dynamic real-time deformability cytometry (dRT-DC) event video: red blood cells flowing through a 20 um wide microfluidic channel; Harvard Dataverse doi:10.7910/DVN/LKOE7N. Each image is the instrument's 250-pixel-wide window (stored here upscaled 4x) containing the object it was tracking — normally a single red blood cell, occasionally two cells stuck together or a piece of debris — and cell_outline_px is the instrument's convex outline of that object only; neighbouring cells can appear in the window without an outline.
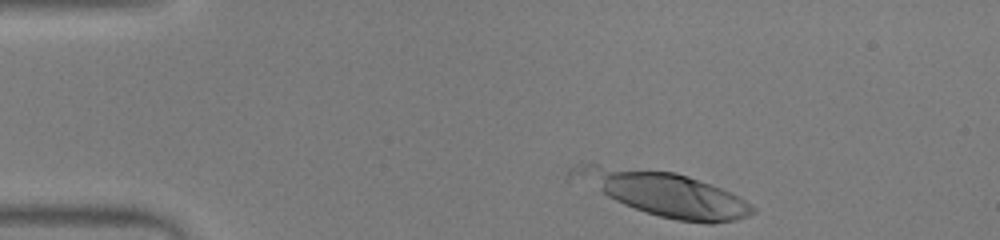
{"species": "human", "species_latin": "Homo sapiens", "temperature_condition": "warm", "stored_images_in_passage": 37, "camera_frame_rate_fps": 3000, "um_per_image_px": 0.085, "donor": {"sex": "male"}, "frame": {"image": 1, "passage_image": 1, "time_ms": 0.0, "image_size_px": [1000, 240], "cell_outline_px": [[756, 212], [748, 216], [736, 220], [712, 224], [708, 224], [676, 220], [660, 216], [624, 204], [564, 180], [564, 172], [568, 168], [576, 164], [596, 164], [676, 172], [688, 176], [732, 192], [756, 208]], "centroid_in_image_um": [56.23, 16.41], "position_along_channel_um": 28.8, "area_um2": 47.05}}
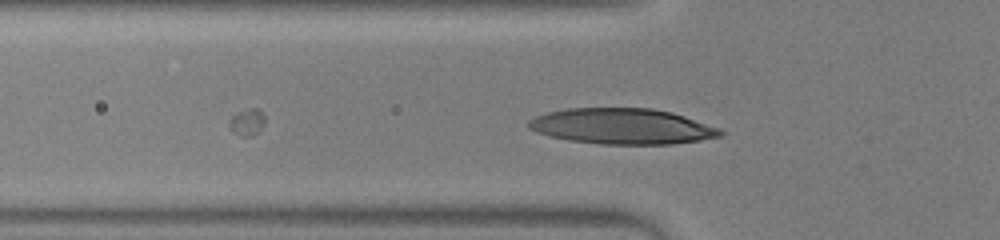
{"frame": {"image": 2, "passage_image": 10, "time_ms": 3.0, "image_size_px": [1000, 240], "cell_outline_px": [[724, 136], [700, 140], [672, 144], [600, 144], [568, 140], [548, 136], [536, 132], [528, 128], [528, 120], [536, 116], [548, 112], [568, 108], [652, 108], [672, 112], [720, 128], [724, 132]], "centroid_in_image_um": [52.89, 10.74], "position_along_channel_um": 72.9, "area_um2": 40.06}}
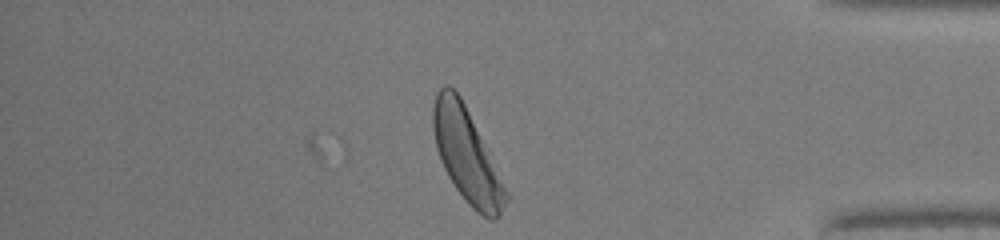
{"frame": {"image": 3, "passage_image": 37, "time_ms": 12.0, "image_size_px": [1000, 240], "cell_outline_px": [[512, 196], [500, 216], [496, 220], [488, 220], [476, 212], [468, 204], [456, 188], [448, 176], [440, 160], [436, 148], [432, 128], [432, 108], [436, 92], [444, 84], [448, 84], [460, 96]], "centroid_in_image_um": [39.71, 13.26], "position_along_channel_um": 395.5, "area_um2": 40.23}}